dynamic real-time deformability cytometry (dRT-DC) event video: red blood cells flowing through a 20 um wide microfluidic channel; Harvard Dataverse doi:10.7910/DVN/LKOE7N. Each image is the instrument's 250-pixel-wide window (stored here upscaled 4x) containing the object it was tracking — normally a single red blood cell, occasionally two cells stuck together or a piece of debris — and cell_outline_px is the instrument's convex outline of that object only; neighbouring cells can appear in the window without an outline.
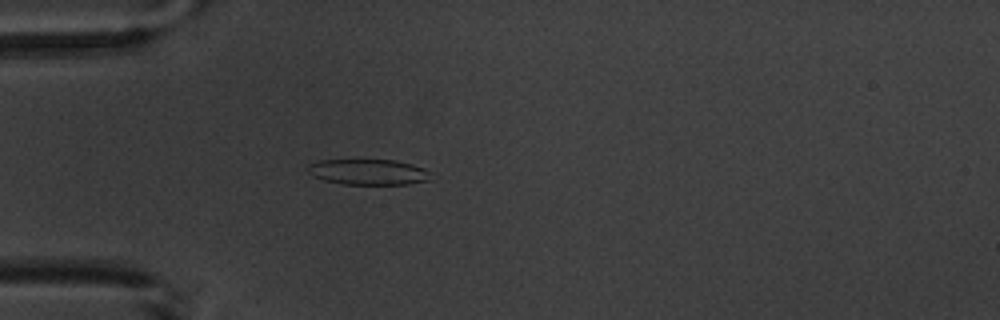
{"species": "common noctule bat (a hibernating species)", "species_latin": "Nyctalus noctula", "temperature_condition": "warm", "stored_images_in_passage": 4, "camera_frame_rate_fps": 3000, "um_per_image_px": 0.085, "animal": {"sex": "male", "body_mass_g": 20.1, "forearm_length_mm": 53.5}, "frame": {"image": 1, "passage_image": 4, "time_ms": 3.333, "image_size_px": [1000, 320], "cell_outline_px": [[432, 172], [428, 180], [408, 184], [344, 184], [324, 180], [312, 176], [304, 168], [308, 164], [320, 160], [396, 160], [412, 164], [424, 168]], "centroid_in_image_um": [31.28, 14.61], "position_along_channel_um": 53.7, "area_um2": 18.5}}